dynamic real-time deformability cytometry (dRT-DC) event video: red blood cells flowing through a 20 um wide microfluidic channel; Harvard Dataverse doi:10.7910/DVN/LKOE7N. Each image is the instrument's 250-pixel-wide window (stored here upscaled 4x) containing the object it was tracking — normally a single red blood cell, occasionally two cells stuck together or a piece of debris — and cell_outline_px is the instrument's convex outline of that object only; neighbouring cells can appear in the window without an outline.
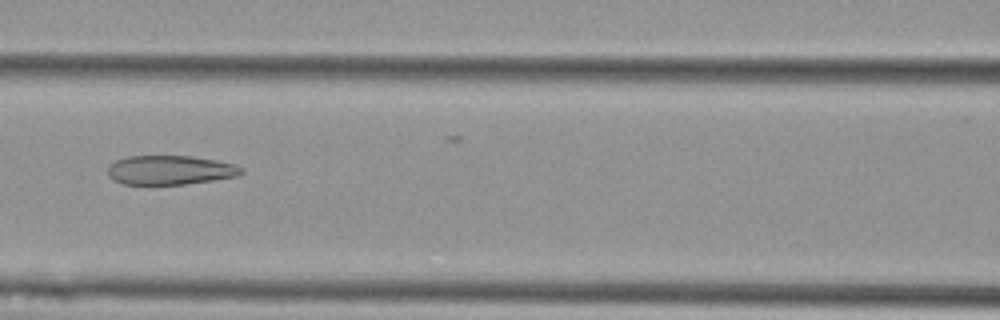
{"species": "Egyptian fruit bat (a non-hibernating species)", "species_latin": "Rousettus aegyptiacus", "temperature_condition": "cold", "stored_images_in_passage": 27, "camera_frame_rate_fps": 3000, "um_per_image_px": 0.085, "animal": {"sex": "female"}, "frame": {"image": 1, "passage_image": 8, "time_ms": 2.333, "image_size_px": [1000, 320], "cell_outline_px": [[244, 172], [236, 176], [212, 180], [184, 184], [124, 184], [112, 180], [108, 176], [108, 164], [116, 160], [128, 156], [192, 156], [216, 160], [236, 164], [244, 168]], "centroid_in_image_um": [14.45, 14.45], "position_along_channel_um": 152.2, "area_um2": 22.83}}
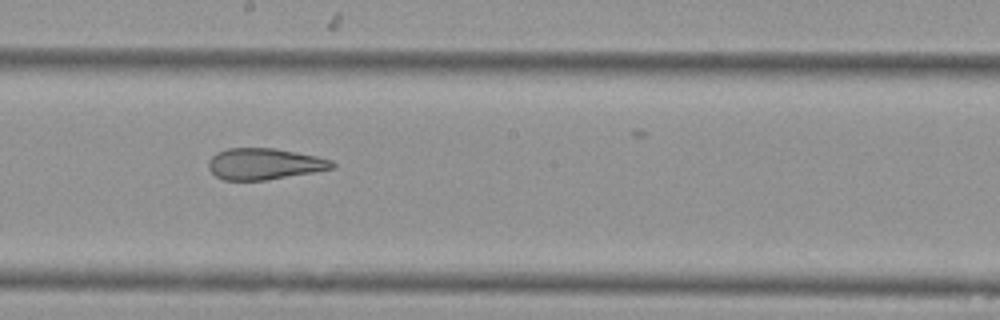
{"frame": {"image": 2, "passage_image": 14, "time_ms": 4.333, "image_size_px": [1000, 320], "cell_outline_px": [[336, 164], [332, 168], [312, 172], [264, 180], [224, 180], [216, 176], [208, 168], [208, 160], [216, 152], [228, 148], [276, 148], [316, 156], [332, 160]], "centroid_in_image_um": [22.43, 13.92], "position_along_channel_um": 225.8, "area_um2": 22.43}}
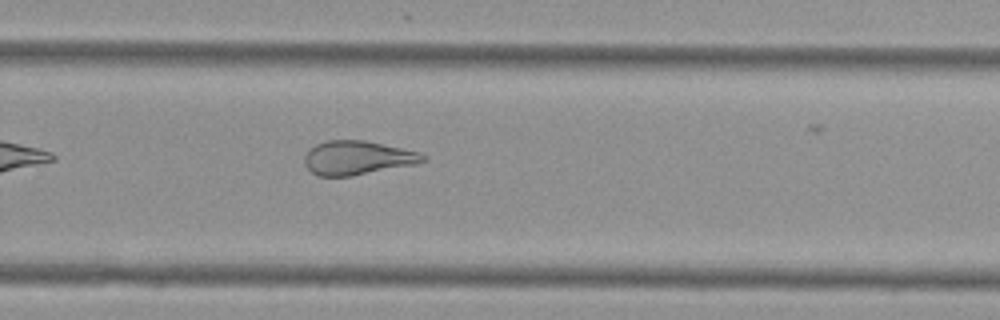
{"frame": {"image": 3, "passage_image": 20, "time_ms": 6.333, "image_size_px": [1000, 320], "cell_outline_px": [[428, 160], [416, 164], [352, 176], [320, 176], [312, 172], [304, 164], [304, 156], [316, 144], [328, 140], [364, 140], [420, 152]], "centroid_in_image_um": [30.39, 13.42], "position_along_channel_um": 299.4, "area_um2": 23.29}}